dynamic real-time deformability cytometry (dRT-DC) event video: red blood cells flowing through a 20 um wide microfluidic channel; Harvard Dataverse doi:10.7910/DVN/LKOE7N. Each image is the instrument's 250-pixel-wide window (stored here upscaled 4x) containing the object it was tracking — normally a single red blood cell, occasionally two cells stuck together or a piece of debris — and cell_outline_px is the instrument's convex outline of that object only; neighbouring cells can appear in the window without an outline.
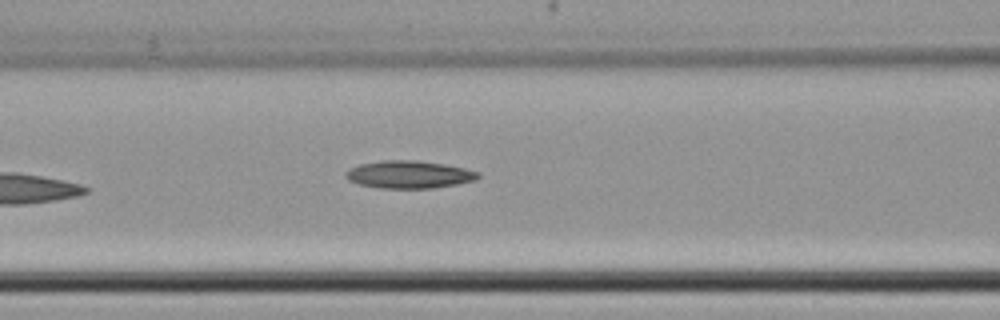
{"species": "common noctule bat (a hibernating species)", "species_latin": "Nyctalus noctula", "temperature_condition": "cold", "stored_images_in_passage": 7, "camera_frame_rate_fps": 3000, "um_per_image_px": 0.085, "animal": {"sex": "female", "body_mass_g": 22.7, "forearm_length_mm": 54.2}, "frame": {"image": 1, "passage_image": 7, "time_ms": 8.0, "image_size_px": [1000, 320], "cell_outline_px": [[480, 176], [476, 180], [456, 184], [432, 188], [380, 188], [360, 184], [348, 180], [344, 176], [344, 172], [348, 168], [360, 164], [380, 160], [416, 160], [444, 164], [464, 168], [480, 172]], "centroid_in_image_um": [34.74, 14.82], "position_along_channel_um": 131.9, "area_um2": 21.39}}